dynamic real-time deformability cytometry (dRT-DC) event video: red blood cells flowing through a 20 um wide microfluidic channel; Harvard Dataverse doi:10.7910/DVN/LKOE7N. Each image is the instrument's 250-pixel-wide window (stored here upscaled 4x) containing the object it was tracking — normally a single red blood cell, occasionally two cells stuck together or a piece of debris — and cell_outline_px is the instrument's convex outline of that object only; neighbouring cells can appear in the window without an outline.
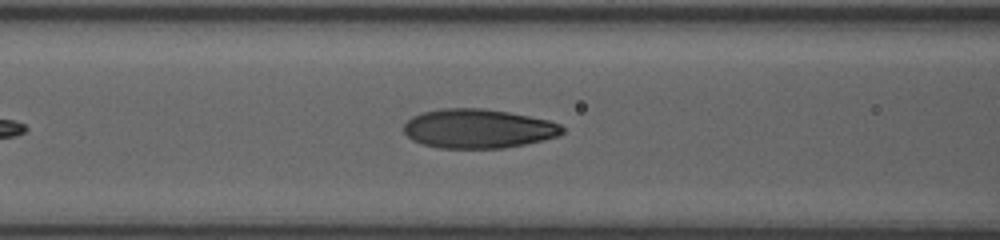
{"species": "human", "species_latin": "Homo sapiens", "temperature_condition": "room temperature", "stored_images_in_passage": 36, "camera_frame_rate_fps": 3000, "um_per_image_px": 0.085, "donor": {"sex": "female"}, "frame": {"image": 1, "passage_image": 11, "time_ms": 3.333, "image_size_px": [1000, 240], "cell_outline_px": [[564, 132], [560, 136], [544, 140], [504, 148], [440, 148], [424, 144], [412, 140], [404, 132], [404, 124], [412, 116], [424, 112], [444, 108], [484, 108], [508, 112], [548, 120], [560, 124], [564, 128]], "centroid_in_image_um": [40.66, 10.93], "position_along_channel_um": 125.9, "area_um2": 36.18}}
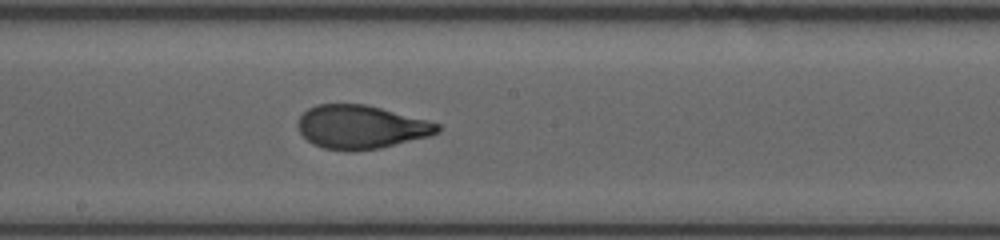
{"frame": {"image": 2, "passage_image": 18, "time_ms": 5.667, "image_size_px": [1000, 240], "cell_outline_px": [[440, 132], [428, 136], [380, 148], [324, 148], [312, 144], [300, 132], [296, 124], [300, 116], [308, 108], [316, 104], [364, 104], [428, 120], [440, 124]], "centroid_in_image_um": [30.68, 10.76], "position_along_channel_um": 217.5, "area_um2": 34.56}}
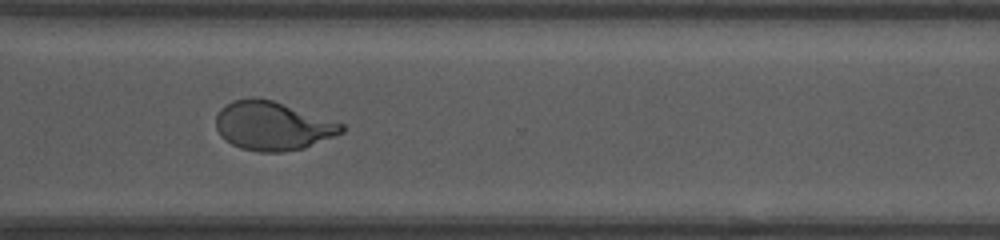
{"frame": {"image": 3, "passage_image": 28, "time_ms": 9.0, "image_size_px": [1000, 240], "cell_outline_px": [[344, 132], [304, 148], [280, 152], [260, 152], [240, 148], [232, 144], [220, 136], [216, 128], [216, 116], [220, 108], [232, 100], [252, 96], [256, 96], [272, 100], [344, 124]], "centroid_in_image_um": [23.13, 10.69], "position_along_channel_um": 347.5, "area_um2": 35.72}, "authors_computed_cell_mechanics": {"area_um2": 36.0094, "velocity_mm_per_s": 3.9184, "shape_relaxation_time_tau1_ms": 4.6156, "shape_relaxation_time_tau2_ms": 0.8185, "deformation_change_tau1": 0.215, "deformation_change_tau2": 0.0689}}